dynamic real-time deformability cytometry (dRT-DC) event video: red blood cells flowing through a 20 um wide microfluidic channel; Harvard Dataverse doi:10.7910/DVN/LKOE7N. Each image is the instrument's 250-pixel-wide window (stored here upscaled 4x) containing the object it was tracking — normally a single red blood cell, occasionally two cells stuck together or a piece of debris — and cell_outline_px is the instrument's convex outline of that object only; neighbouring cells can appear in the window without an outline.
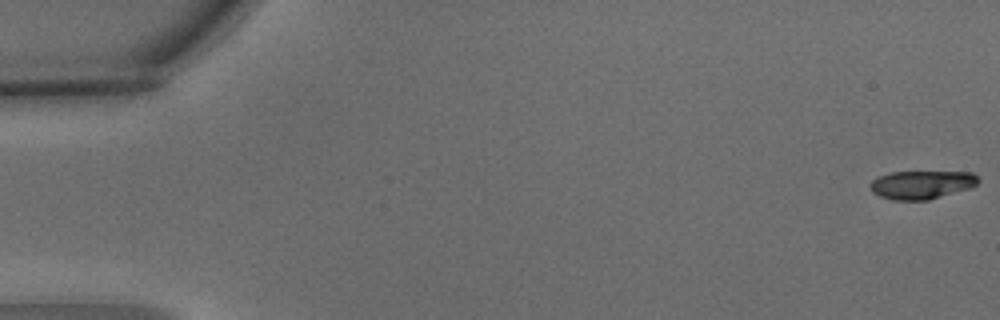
{"species": "common noctule bat (a hibernating species)", "species_latin": "Nyctalus noctula", "temperature_condition": "warm", "stored_images_in_passage": 5, "camera_frame_rate_fps": 3000, "um_per_image_px": 0.085, "animal": {"sex": "male", "body_mass_g": 15.6}, "frame": {"image": 1, "passage_image": 1, "time_ms": 0.0, "image_size_px": [1000, 320], "cell_outline_px": [[980, 180], [972, 188], [928, 200], [892, 200], [880, 196], [872, 192], [872, 180], [880, 176], [892, 172], [972, 172]], "centroid_in_image_um": [78.38, 15.71], "position_along_channel_um": 6.6, "area_um2": 17.74}}
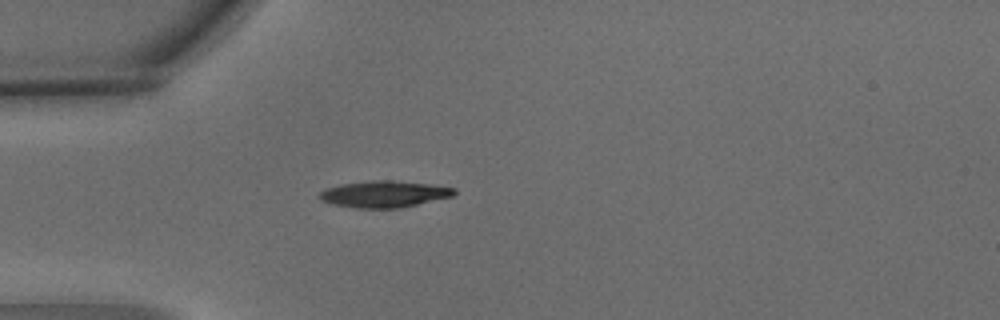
{"frame": {"image": 2, "passage_image": 5, "time_ms": 1.333, "image_size_px": [1000, 320], "cell_outline_px": [[456, 192], [452, 196], [400, 208], [356, 208], [332, 204], [320, 200], [316, 196], [324, 188], [340, 184], [372, 180], [392, 180], [432, 184], [456, 188]], "centroid_in_image_um": [32.61, 16.49], "position_along_channel_um": 52.4, "area_um2": 21.04}}